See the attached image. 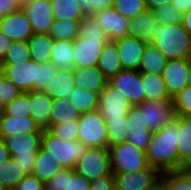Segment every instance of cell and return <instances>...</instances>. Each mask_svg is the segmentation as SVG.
I'll use <instances>...</instances> for the list:
<instances>
[{
	"label": "cell",
	"instance_id": "obj_16",
	"mask_svg": "<svg viewBox=\"0 0 191 190\" xmlns=\"http://www.w3.org/2000/svg\"><path fill=\"white\" fill-rule=\"evenodd\" d=\"M110 41L129 35L130 19L122 16L114 8L101 10L91 15Z\"/></svg>",
	"mask_w": 191,
	"mask_h": 190
},
{
	"label": "cell",
	"instance_id": "obj_60",
	"mask_svg": "<svg viewBox=\"0 0 191 190\" xmlns=\"http://www.w3.org/2000/svg\"><path fill=\"white\" fill-rule=\"evenodd\" d=\"M2 66H3L2 59L0 58V73L2 72Z\"/></svg>",
	"mask_w": 191,
	"mask_h": 190
},
{
	"label": "cell",
	"instance_id": "obj_1",
	"mask_svg": "<svg viewBox=\"0 0 191 190\" xmlns=\"http://www.w3.org/2000/svg\"><path fill=\"white\" fill-rule=\"evenodd\" d=\"M178 115L163 127L152 133L145 151L150 167L161 173L179 169Z\"/></svg>",
	"mask_w": 191,
	"mask_h": 190
},
{
	"label": "cell",
	"instance_id": "obj_38",
	"mask_svg": "<svg viewBox=\"0 0 191 190\" xmlns=\"http://www.w3.org/2000/svg\"><path fill=\"white\" fill-rule=\"evenodd\" d=\"M161 178L168 190H191V168L166 171Z\"/></svg>",
	"mask_w": 191,
	"mask_h": 190
},
{
	"label": "cell",
	"instance_id": "obj_40",
	"mask_svg": "<svg viewBox=\"0 0 191 190\" xmlns=\"http://www.w3.org/2000/svg\"><path fill=\"white\" fill-rule=\"evenodd\" d=\"M31 52L27 41H12L10 48L2 59L3 65H16L31 61Z\"/></svg>",
	"mask_w": 191,
	"mask_h": 190
},
{
	"label": "cell",
	"instance_id": "obj_18",
	"mask_svg": "<svg viewBox=\"0 0 191 190\" xmlns=\"http://www.w3.org/2000/svg\"><path fill=\"white\" fill-rule=\"evenodd\" d=\"M0 31L11 41H27L34 34L22 9L0 19Z\"/></svg>",
	"mask_w": 191,
	"mask_h": 190
},
{
	"label": "cell",
	"instance_id": "obj_59",
	"mask_svg": "<svg viewBox=\"0 0 191 190\" xmlns=\"http://www.w3.org/2000/svg\"><path fill=\"white\" fill-rule=\"evenodd\" d=\"M5 114V105L0 101V118Z\"/></svg>",
	"mask_w": 191,
	"mask_h": 190
},
{
	"label": "cell",
	"instance_id": "obj_17",
	"mask_svg": "<svg viewBox=\"0 0 191 190\" xmlns=\"http://www.w3.org/2000/svg\"><path fill=\"white\" fill-rule=\"evenodd\" d=\"M114 42L117 45L122 70L138 71L139 62L142 59L143 52L148 42L130 35Z\"/></svg>",
	"mask_w": 191,
	"mask_h": 190
},
{
	"label": "cell",
	"instance_id": "obj_45",
	"mask_svg": "<svg viewBox=\"0 0 191 190\" xmlns=\"http://www.w3.org/2000/svg\"><path fill=\"white\" fill-rule=\"evenodd\" d=\"M48 130L58 138L75 141L77 140L78 120L54 125L51 126Z\"/></svg>",
	"mask_w": 191,
	"mask_h": 190
},
{
	"label": "cell",
	"instance_id": "obj_2",
	"mask_svg": "<svg viewBox=\"0 0 191 190\" xmlns=\"http://www.w3.org/2000/svg\"><path fill=\"white\" fill-rule=\"evenodd\" d=\"M109 41L93 17L86 16L80 24V35L73 41L74 69L97 66L103 47Z\"/></svg>",
	"mask_w": 191,
	"mask_h": 190
},
{
	"label": "cell",
	"instance_id": "obj_14",
	"mask_svg": "<svg viewBox=\"0 0 191 190\" xmlns=\"http://www.w3.org/2000/svg\"><path fill=\"white\" fill-rule=\"evenodd\" d=\"M22 10L32 25L34 34H47L54 22L50 0H31L23 3Z\"/></svg>",
	"mask_w": 191,
	"mask_h": 190
},
{
	"label": "cell",
	"instance_id": "obj_33",
	"mask_svg": "<svg viewBox=\"0 0 191 190\" xmlns=\"http://www.w3.org/2000/svg\"><path fill=\"white\" fill-rule=\"evenodd\" d=\"M53 42L54 40L48 34H33L27 40L32 61L38 64L50 61Z\"/></svg>",
	"mask_w": 191,
	"mask_h": 190
},
{
	"label": "cell",
	"instance_id": "obj_21",
	"mask_svg": "<svg viewBox=\"0 0 191 190\" xmlns=\"http://www.w3.org/2000/svg\"><path fill=\"white\" fill-rule=\"evenodd\" d=\"M45 185L48 190H90V181L75 169L62 168Z\"/></svg>",
	"mask_w": 191,
	"mask_h": 190
},
{
	"label": "cell",
	"instance_id": "obj_53",
	"mask_svg": "<svg viewBox=\"0 0 191 190\" xmlns=\"http://www.w3.org/2000/svg\"><path fill=\"white\" fill-rule=\"evenodd\" d=\"M171 4L183 13L191 10V0H171Z\"/></svg>",
	"mask_w": 191,
	"mask_h": 190
},
{
	"label": "cell",
	"instance_id": "obj_46",
	"mask_svg": "<svg viewBox=\"0 0 191 190\" xmlns=\"http://www.w3.org/2000/svg\"><path fill=\"white\" fill-rule=\"evenodd\" d=\"M22 93L9 79L0 73V101L6 106Z\"/></svg>",
	"mask_w": 191,
	"mask_h": 190
},
{
	"label": "cell",
	"instance_id": "obj_19",
	"mask_svg": "<svg viewBox=\"0 0 191 190\" xmlns=\"http://www.w3.org/2000/svg\"><path fill=\"white\" fill-rule=\"evenodd\" d=\"M189 59L168 60L162 76L169 95L173 98L188 84Z\"/></svg>",
	"mask_w": 191,
	"mask_h": 190
},
{
	"label": "cell",
	"instance_id": "obj_23",
	"mask_svg": "<svg viewBox=\"0 0 191 190\" xmlns=\"http://www.w3.org/2000/svg\"><path fill=\"white\" fill-rule=\"evenodd\" d=\"M75 87L88 89L100 95L108 83V78L97 67L77 68L73 70Z\"/></svg>",
	"mask_w": 191,
	"mask_h": 190
},
{
	"label": "cell",
	"instance_id": "obj_13",
	"mask_svg": "<svg viewBox=\"0 0 191 190\" xmlns=\"http://www.w3.org/2000/svg\"><path fill=\"white\" fill-rule=\"evenodd\" d=\"M127 142L133 147L146 151L151 141L152 132L146 125L145 112L136 105L132 106L127 114Z\"/></svg>",
	"mask_w": 191,
	"mask_h": 190
},
{
	"label": "cell",
	"instance_id": "obj_37",
	"mask_svg": "<svg viewBox=\"0 0 191 190\" xmlns=\"http://www.w3.org/2000/svg\"><path fill=\"white\" fill-rule=\"evenodd\" d=\"M82 21L54 20L48 31L53 40H72L80 35V24Z\"/></svg>",
	"mask_w": 191,
	"mask_h": 190
},
{
	"label": "cell",
	"instance_id": "obj_11",
	"mask_svg": "<svg viewBox=\"0 0 191 190\" xmlns=\"http://www.w3.org/2000/svg\"><path fill=\"white\" fill-rule=\"evenodd\" d=\"M132 106L128 98L109 82L99 95L98 111L105 120L127 115Z\"/></svg>",
	"mask_w": 191,
	"mask_h": 190
},
{
	"label": "cell",
	"instance_id": "obj_42",
	"mask_svg": "<svg viewBox=\"0 0 191 190\" xmlns=\"http://www.w3.org/2000/svg\"><path fill=\"white\" fill-rule=\"evenodd\" d=\"M157 22L162 25L182 24L184 13L172 4L164 5L152 11Z\"/></svg>",
	"mask_w": 191,
	"mask_h": 190
},
{
	"label": "cell",
	"instance_id": "obj_4",
	"mask_svg": "<svg viewBox=\"0 0 191 190\" xmlns=\"http://www.w3.org/2000/svg\"><path fill=\"white\" fill-rule=\"evenodd\" d=\"M41 147L64 169H75L77 161L87 148L81 141H69L56 137L48 129L43 130Z\"/></svg>",
	"mask_w": 191,
	"mask_h": 190
},
{
	"label": "cell",
	"instance_id": "obj_10",
	"mask_svg": "<svg viewBox=\"0 0 191 190\" xmlns=\"http://www.w3.org/2000/svg\"><path fill=\"white\" fill-rule=\"evenodd\" d=\"M128 98L133 106L145 101L141 73L135 70H121L108 81Z\"/></svg>",
	"mask_w": 191,
	"mask_h": 190
},
{
	"label": "cell",
	"instance_id": "obj_62",
	"mask_svg": "<svg viewBox=\"0 0 191 190\" xmlns=\"http://www.w3.org/2000/svg\"><path fill=\"white\" fill-rule=\"evenodd\" d=\"M22 3H25V2H28V1H31V0H21Z\"/></svg>",
	"mask_w": 191,
	"mask_h": 190
},
{
	"label": "cell",
	"instance_id": "obj_32",
	"mask_svg": "<svg viewBox=\"0 0 191 190\" xmlns=\"http://www.w3.org/2000/svg\"><path fill=\"white\" fill-rule=\"evenodd\" d=\"M62 167L50 156V152L42 147L37 152L32 175L40 181L46 183L53 175L60 171Z\"/></svg>",
	"mask_w": 191,
	"mask_h": 190
},
{
	"label": "cell",
	"instance_id": "obj_52",
	"mask_svg": "<svg viewBox=\"0 0 191 190\" xmlns=\"http://www.w3.org/2000/svg\"><path fill=\"white\" fill-rule=\"evenodd\" d=\"M12 41L0 31V58L3 59Z\"/></svg>",
	"mask_w": 191,
	"mask_h": 190
},
{
	"label": "cell",
	"instance_id": "obj_20",
	"mask_svg": "<svg viewBox=\"0 0 191 190\" xmlns=\"http://www.w3.org/2000/svg\"><path fill=\"white\" fill-rule=\"evenodd\" d=\"M24 133H43V129L31 116L15 117L4 114L0 118V137L21 136Z\"/></svg>",
	"mask_w": 191,
	"mask_h": 190
},
{
	"label": "cell",
	"instance_id": "obj_43",
	"mask_svg": "<svg viewBox=\"0 0 191 190\" xmlns=\"http://www.w3.org/2000/svg\"><path fill=\"white\" fill-rule=\"evenodd\" d=\"M30 92H22L5 106V114L15 117L30 116Z\"/></svg>",
	"mask_w": 191,
	"mask_h": 190
},
{
	"label": "cell",
	"instance_id": "obj_15",
	"mask_svg": "<svg viewBox=\"0 0 191 190\" xmlns=\"http://www.w3.org/2000/svg\"><path fill=\"white\" fill-rule=\"evenodd\" d=\"M145 112L146 125L150 132L163 128L174 116L173 99L144 101L138 105Z\"/></svg>",
	"mask_w": 191,
	"mask_h": 190
},
{
	"label": "cell",
	"instance_id": "obj_31",
	"mask_svg": "<svg viewBox=\"0 0 191 190\" xmlns=\"http://www.w3.org/2000/svg\"><path fill=\"white\" fill-rule=\"evenodd\" d=\"M97 67L108 80L122 70L119 52L114 41H109L104 45Z\"/></svg>",
	"mask_w": 191,
	"mask_h": 190
},
{
	"label": "cell",
	"instance_id": "obj_61",
	"mask_svg": "<svg viewBox=\"0 0 191 190\" xmlns=\"http://www.w3.org/2000/svg\"><path fill=\"white\" fill-rule=\"evenodd\" d=\"M0 190H6V188L0 183Z\"/></svg>",
	"mask_w": 191,
	"mask_h": 190
},
{
	"label": "cell",
	"instance_id": "obj_3",
	"mask_svg": "<svg viewBox=\"0 0 191 190\" xmlns=\"http://www.w3.org/2000/svg\"><path fill=\"white\" fill-rule=\"evenodd\" d=\"M155 46L167 60L191 58V36L185 31L182 24L162 25L155 23L153 27Z\"/></svg>",
	"mask_w": 191,
	"mask_h": 190
},
{
	"label": "cell",
	"instance_id": "obj_7",
	"mask_svg": "<svg viewBox=\"0 0 191 190\" xmlns=\"http://www.w3.org/2000/svg\"><path fill=\"white\" fill-rule=\"evenodd\" d=\"M77 140L86 147L108 148L106 120L97 110L81 113L78 119Z\"/></svg>",
	"mask_w": 191,
	"mask_h": 190
},
{
	"label": "cell",
	"instance_id": "obj_57",
	"mask_svg": "<svg viewBox=\"0 0 191 190\" xmlns=\"http://www.w3.org/2000/svg\"><path fill=\"white\" fill-rule=\"evenodd\" d=\"M148 190H168L165 181L161 178L158 182H156L152 187Z\"/></svg>",
	"mask_w": 191,
	"mask_h": 190
},
{
	"label": "cell",
	"instance_id": "obj_39",
	"mask_svg": "<svg viewBox=\"0 0 191 190\" xmlns=\"http://www.w3.org/2000/svg\"><path fill=\"white\" fill-rule=\"evenodd\" d=\"M127 115L106 120L109 146L123 143L127 140Z\"/></svg>",
	"mask_w": 191,
	"mask_h": 190
},
{
	"label": "cell",
	"instance_id": "obj_12",
	"mask_svg": "<svg viewBox=\"0 0 191 190\" xmlns=\"http://www.w3.org/2000/svg\"><path fill=\"white\" fill-rule=\"evenodd\" d=\"M161 176L162 173L153 167L114 174L115 190H148L161 179Z\"/></svg>",
	"mask_w": 191,
	"mask_h": 190
},
{
	"label": "cell",
	"instance_id": "obj_55",
	"mask_svg": "<svg viewBox=\"0 0 191 190\" xmlns=\"http://www.w3.org/2000/svg\"><path fill=\"white\" fill-rule=\"evenodd\" d=\"M182 25L185 31L191 36V10L184 13Z\"/></svg>",
	"mask_w": 191,
	"mask_h": 190
},
{
	"label": "cell",
	"instance_id": "obj_8",
	"mask_svg": "<svg viewBox=\"0 0 191 190\" xmlns=\"http://www.w3.org/2000/svg\"><path fill=\"white\" fill-rule=\"evenodd\" d=\"M75 171L87 180L112 173L110 154L108 148L89 147L77 161Z\"/></svg>",
	"mask_w": 191,
	"mask_h": 190
},
{
	"label": "cell",
	"instance_id": "obj_26",
	"mask_svg": "<svg viewBox=\"0 0 191 190\" xmlns=\"http://www.w3.org/2000/svg\"><path fill=\"white\" fill-rule=\"evenodd\" d=\"M80 116L81 113L69 99H53L49 116V128L54 125L78 120Z\"/></svg>",
	"mask_w": 191,
	"mask_h": 190
},
{
	"label": "cell",
	"instance_id": "obj_48",
	"mask_svg": "<svg viewBox=\"0 0 191 190\" xmlns=\"http://www.w3.org/2000/svg\"><path fill=\"white\" fill-rule=\"evenodd\" d=\"M57 69L58 68L53 65L51 61L39 64V91H43L45 89Z\"/></svg>",
	"mask_w": 191,
	"mask_h": 190
},
{
	"label": "cell",
	"instance_id": "obj_5",
	"mask_svg": "<svg viewBox=\"0 0 191 190\" xmlns=\"http://www.w3.org/2000/svg\"><path fill=\"white\" fill-rule=\"evenodd\" d=\"M43 133H30L21 136L1 137L10 156L27 173L31 174L34 168L37 152L41 148Z\"/></svg>",
	"mask_w": 191,
	"mask_h": 190
},
{
	"label": "cell",
	"instance_id": "obj_51",
	"mask_svg": "<svg viewBox=\"0 0 191 190\" xmlns=\"http://www.w3.org/2000/svg\"><path fill=\"white\" fill-rule=\"evenodd\" d=\"M22 5L21 0H0V19L14 11L22 9Z\"/></svg>",
	"mask_w": 191,
	"mask_h": 190
},
{
	"label": "cell",
	"instance_id": "obj_9",
	"mask_svg": "<svg viewBox=\"0 0 191 190\" xmlns=\"http://www.w3.org/2000/svg\"><path fill=\"white\" fill-rule=\"evenodd\" d=\"M1 73L22 92L39 91V64L35 61L3 65Z\"/></svg>",
	"mask_w": 191,
	"mask_h": 190
},
{
	"label": "cell",
	"instance_id": "obj_29",
	"mask_svg": "<svg viewBox=\"0 0 191 190\" xmlns=\"http://www.w3.org/2000/svg\"><path fill=\"white\" fill-rule=\"evenodd\" d=\"M143 84V91L145 94V101L152 99L170 100L173 99L167 90L165 81L162 75L141 73Z\"/></svg>",
	"mask_w": 191,
	"mask_h": 190
},
{
	"label": "cell",
	"instance_id": "obj_44",
	"mask_svg": "<svg viewBox=\"0 0 191 190\" xmlns=\"http://www.w3.org/2000/svg\"><path fill=\"white\" fill-rule=\"evenodd\" d=\"M174 113L191 117V87H185L173 97Z\"/></svg>",
	"mask_w": 191,
	"mask_h": 190
},
{
	"label": "cell",
	"instance_id": "obj_27",
	"mask_svg": "<svg viewBox=\"0 0 191 190\" xmlns=\"http://www.w3.org/2000/svg\"><path fill=\"white\" fill-rule=\"evenodd\" d=\"M157 20L151 10H146L130 19L129 35L150 43L153 40V27Z\"/></svg>",
	"mask_w": 191,
	"mask_h": 190
},
{
	"label": "cell",
	"instance_id": "obj_49",
	"mask_svg": "<svg viewBox=\"0 0 191 190\" xmlns=\"http://www.w3.org/2000/svg\"><path fill=\"white\" fill-rule=\"evenodd\" d=\"M46 185L36 176L27 174L17 184L15 190H45Z\"/></svg>",
	"mask_w": 191,
	"mask_h": 190
},
{
	"label": "cell",
	"instance_id": "obj_41",
	"mask_svg": "<svg viewBox=\"0 0 191 190\" xmlns=\"http://www.w3.org/2000/svg\"><path fill=\"white\" fill-rule=\"evenodd\" d=\"M113 8L128 19L147 10L146 0H114Z\"/></svg>",
	"mask_w": 191,
	"mask_h": 190
},
{
	"label": "cell",
	"instance_id": "obj_25",
	"mask_svg": "<svg viewBox=\"0 0 191 190\" xmlns=\"http://www.w3.org/2000/svg\"><path fill=\"white\" fill-rule=\"evenodd\" d=\"M179 169L191 168V117L178 115Z\"/></svg>",
	"mask_w": 191,
	"mask_h": 190
},
{
	"label": "cell",
	"instance_id": "obj_6",
	"mask_svg": "<svg viewBox=\"0 0 191 190\" xmlns=\"http://www.w3.org/2000/svg\"><path fill=\"white\" fill-rule=\"evenodd\" d=\"M108 149L114 174L142 171L150 167L145 151L133 147L127 141L109 146Z\"/></svg>",
	"mask_w": 191,
	"mask_h": 190
},
{
	"label": "cell",
	"instance_id": "obj_24",
	"mask_svg": "<svg viewBox=\"0 0 191 190\" xmlns=\"http://www.w3.org/2000/svg\"><path fill=\"white\" fill-rule=\"evenodd\" d=\"M53 103L52 97L43 91H30V116L41 129H49L50 109Z\"/></svg>",
	"mask_w": 191,
	"mask_h": 190
},
{
	"label": "cell",
	"instance_id": "obj_36",
	"mask_svg": "<svg viewBox=\"0 0 191 190\" xmlns=\"http://www.w3.org/2000/svg\"><path fill=\"white\" fill-rule=\"evenodd\" d=\"M68 99L80 113L97 110L99 106V94L85 88L75 87Z\"/></svg>",
	"mask_w": 191,
	"mask_h": 190
},
{
	"label": "cell",
	"instance_id": "obj_58",
	"mask_svg": "<svg viewBox=\"0 0 191 190\" xmlns=\"http://www.w3.org/2000/svg\"><path fill=\"white\" fill-rule=\"evenodd\" d=\"M188 87H191V59H189V69H188Z\"/></svg>",
	"mask_w": 191,
	"mask_h": 190
},
{
	"label": "cell",
	"instance_id": "obj_50",
	"mask_svg": "<svg viewBox=\"0 0 191 190\" xmlns=\"http://www.w3.org/2000/svg\"><path fill=\"white\" fill-rule=\"evenodd\" d=\"M90 190H115L114 173L90 181Z\"/></svg>",
	"mask_w": 191,
	"mask_h": 190
},
{
	"label": "cell",
	"instance_id": "obj_22",
	"mask_svg": "<svg viewBox=\"0 0 191 190\" xmlns=\"http://www.w3.org/2000/svg\"><path fill=\"white\" fill-rule=\"evenodd\" d=\"M75 81L72 69L58 68L43 92L48 93L52 99H68L74 91Z\"/></svg>",
	"mask_w": 191,
	"mask_h": 190
},
{
	"label": "cell",
	"instance_id": "obj_28",
	"mask_svg": "<svg viewBox=\"0 0 191 190\" xmlns=\"http://www.w3.org/2000/svg\"><path fill=\"white\" fill-rule=\"evenodd\" d=\"M166 57L151 43H148L138 65L140 73L162 75L167 63Z\"/></svg>",
	"mask_w": 191,
	"mask_h": 190
},
{
	"label": "cell",
	"instance_id": "obj_35",
	"mask_svg": "<svg viewBox=\"0 0 191 190\" xmlns=\"http://www.w3.org/2000/svg\"><path fill=\"white\" fill-rule=\"evenodd\" d=\"M26 175L27 173L12 157L0 163V183L6 189H15Z\"/></svg>",
	"mask_w": 191,
	"mask_h": 190
},
{
	"label": "cell",
	"instance_id": "obj_56",
	"mask_svg": "<svg viewBox=\"0 0 191 190\" xmlns=\"http://www.w3.org/2000/svg\"><path fill=\"white\" fill-rule=\"evenodd\" d=\"M11 158L9 150L5 147L2 140H0V163Z\"/></svg>",
	"mask_w": 191,
	"mask_h": 190
},
{
	"label": "cell",
	"instance_id": "obj_34",
	"mask_svg": "<svg viewBox=\"0 0 191 190\" xmlns=\"http://www.w3.org/2000/svg\"><path fill=\"white\" fill-rule=\"evenodd\" d=\"M54 20L83 21L86 17L76 0H50Z\"/></svg>",
	"mask_w": 191,
	"mask_h": 190
},
{
	"label": "cell",
	"instance_id": "obj_47",
	"mask_svg": "<svg viewBox=\"0 0 191 190\" xmlns=\"http://www.w3.org/2000/svg\"><path fill=\"white\" fill-rule=\"evenodd\" d=\"M86 16L101 10L113 8L114 0H76Z\"/></svg>",
	"mask_w": 191,
	"mask_h": 190
},
{
	"label": "cell",
	"instance_id": "obj_54",
	"mask_svg": "<svg viewBox=\"0 0 191 190\" xmlns=\"http://www.w3.org/2000/svg\"><path fill=\"white\" fill-rule=\"evenodd\" d=\"M168 4H171V0H146L147 9L151 11Z\"/></svg>",
	"mask_w": 191,
	"mask_h": 190
},
{
	"label": "cell",
	"instance_id": "obj_30",
	"mask_svg": "<svg viewBox=\"0 0 191 190\" xmlns=\"http://www.w3.org/2000/svg\"><path fill=\"white\" fill-rule=\"evenodd\" d=\"M74 45L72 40H54L50 61L57 68L74 70Z\"/></svg>",
	"mask_w": 191,
	"mask_h": 190
}]
</instances>
